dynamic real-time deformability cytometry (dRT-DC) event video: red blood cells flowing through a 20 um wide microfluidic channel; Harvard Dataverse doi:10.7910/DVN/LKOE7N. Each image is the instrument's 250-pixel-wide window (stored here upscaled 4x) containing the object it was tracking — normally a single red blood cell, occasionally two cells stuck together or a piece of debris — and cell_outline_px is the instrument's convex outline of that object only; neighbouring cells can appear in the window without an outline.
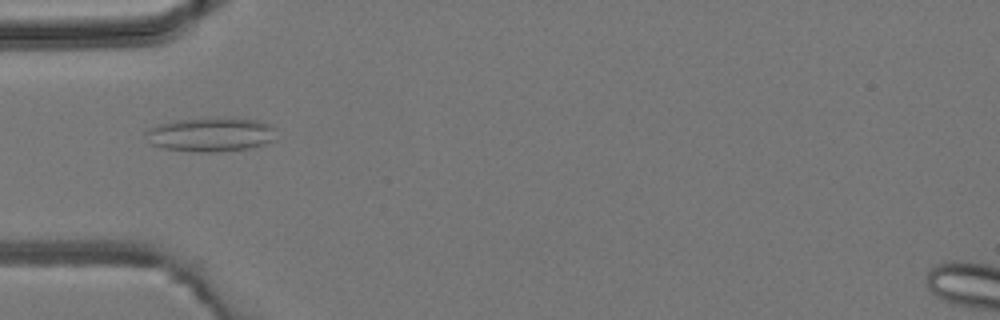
{"species": "common noctule bat (a hibernating species)", "species_latin": "Nyctalus noctula", "temperature_condition": "room temperature", "stored_images_in_passage": 5, "camera_frame_rate_fps": 3000, "um_per_image_px": 0.085, "animal": {"sex": "male", "body_mass_g": 19.2, "forearm_length_mm": 51.8}, "frame": {"image": 1, "passage_image": 5, "time_ms": 4.333, "image_size_px": [1000, 320], "cell_outline_px": [[276, 140], [264, 144], [248, 148], [216, 152], [196, 152], [164, 148], [152, 144], [144, 136], [144, 132], [148, 128], [172, 120], [256, 120], [272, 124], [276, 128]], "centroid_in_image_um": [17.92, 11.47], "position_along_channel_um": 67.1, "area_um2": 25.43}}